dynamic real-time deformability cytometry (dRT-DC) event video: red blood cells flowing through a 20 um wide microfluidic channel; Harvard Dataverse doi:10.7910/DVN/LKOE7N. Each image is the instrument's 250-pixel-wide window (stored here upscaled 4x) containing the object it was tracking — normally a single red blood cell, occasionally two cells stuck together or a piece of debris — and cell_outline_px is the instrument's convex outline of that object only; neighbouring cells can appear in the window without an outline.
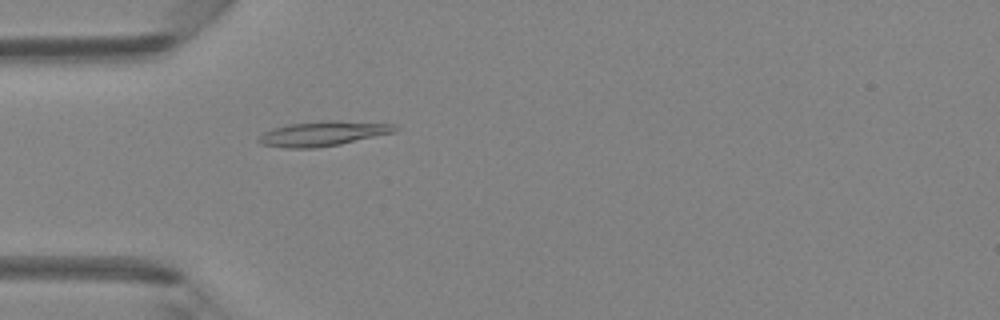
{"species": "Egyptian fruit bat (a non-hibernating species)", "species_latin": "Rousettus aegyptiacus", "temperature_condition": "room temperature", "stored_images_in_passage": 34, "camera_frame_rate_fps": 3000, "um_per_image_px": 0.085, "animal": {"sex": "female"}, "frame": {"image": 1, "passage_image": 1, "time_ms": 0.0, "image_size_px": [1000, 320], "cell_outline_px": [[400, 128], [396, 132], [340, 144], [316, 148], [284, 148], [260, 144], [256, 140], [264, 132], [272, 128], [288, 124], [328, 120], [336, 120], [392, 124]], "centroid_in_image_um": [27.44, 11.36], "position_along_channel_um": 57.6, "area_um2": 19.77}}
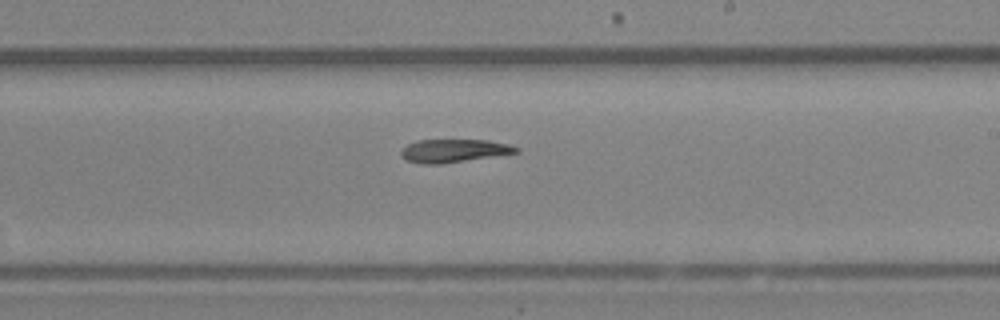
{"frame": {"image": 2, "passage_image": 15, "time_ms": 4.667, "image_size_px": [1000, 320], "cell_outline_px": [[520, 152], [440, 164], [420, 164], [408, 160], [400, 156], [400, 152], [408, 144], [416, 140], [488, 140], [508, 144], [520, 148]], "centroid_in_image_um": [38.57, 12.81], "position_along_channel_um": 250.4, "area_um2": 15.43}}
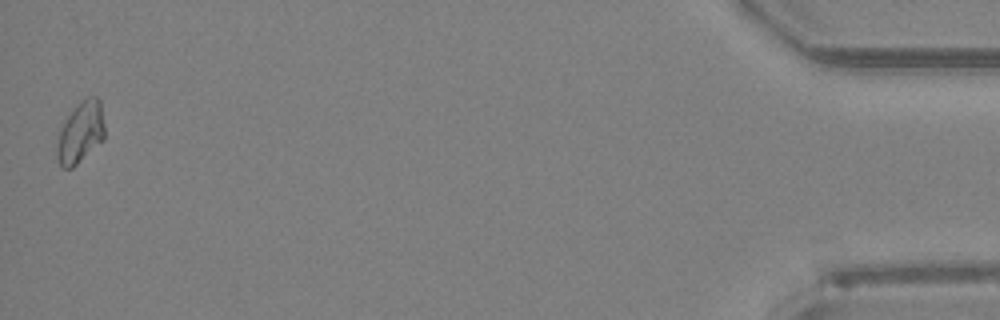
{"frame": {"image": 3, "passage_image": 34, "time_ms": 11.0, "image_size_px": [1000, 320], "cell_outline_px": [[104, 140], [72, 168], [64, 168], [60, 164], [56, 156], [56, 148], [60, 128], [68, 116], [80, 100], [88, 96], [96, 96], [100, 100], [104, 124]], "centroid_in_image_um": [6.85, 11.24], "position_along_channel_um": 428.3, "area_um2": 17.05}, "authors_computed_cell_mechanics": {"area_um2": 16.3574, "velocity_mm_per_s": 4.2405, "shape_relaxation_time_tau1_ms": null, "shape_relaxation_time_tau2_ms": 4.5902, "deformation_change_tau1": null, "deformation_change_tau2": 0.1103}}